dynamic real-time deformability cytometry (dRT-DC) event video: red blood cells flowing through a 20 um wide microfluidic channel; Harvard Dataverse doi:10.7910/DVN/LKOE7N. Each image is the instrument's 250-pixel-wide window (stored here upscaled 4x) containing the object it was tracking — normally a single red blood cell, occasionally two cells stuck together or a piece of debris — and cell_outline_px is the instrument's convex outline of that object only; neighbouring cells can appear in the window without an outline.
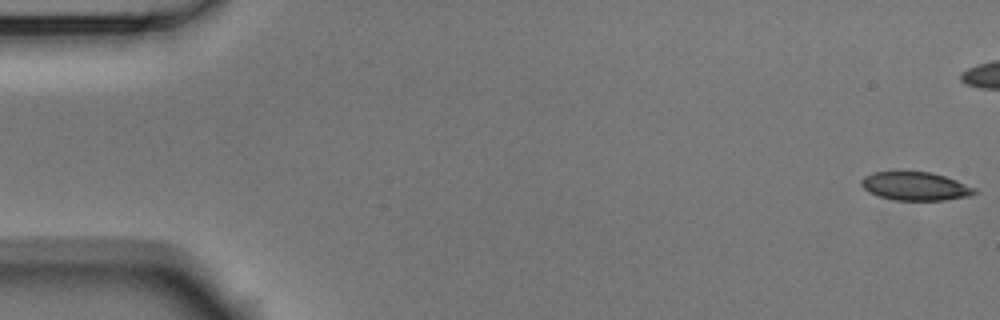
{"species": "Egyptian fruit bat (a non-hibernating species)", "species_latin": "Rousettus aegyptiacus", "temperature_condition": "room temperature", "stored_images_in_passage": 56, "camera_frame_rate_fps": 3000, "um_per_image_px": 0.085, "animal": {"sex": "male"}, "frame": {"image": 1, "passage_image": 1, "time_ms": 0.0, "image_size_px": [1000, 320], "cell_outline_px": [[980, 192], [968, 196], [944, 200], [892, 200], [868, 192], [860, 184], [860, 180], [864, 176], [872, 172], [932, 172], [956, 180], [976, 188]], "centroid_in_image_um": [77.8, 15.83], "position_along_channel_um": 7.2, "area_um2": 18.79}}
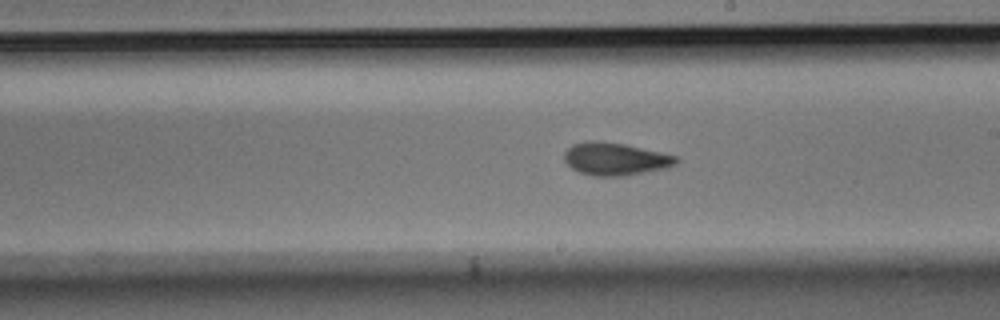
{"frame": {"image": 2, "passage_image": 31, "time_ms": 10.0, "image_size_px": [1000, 320], "cell_outline_px": [[680, 160], [676, 164], [668, 168], [624, 176], [596, 176], [580, 172], [572, 168], [564, 160], [564, 152], [572, 144], [588, 140], [596, 140], [624, 144], [660, 152], [676, 156]], "centroid_in_image_um": [52.3, 13.51], "position_along_channel_um": 236.7, "area_um2": 21.33}}
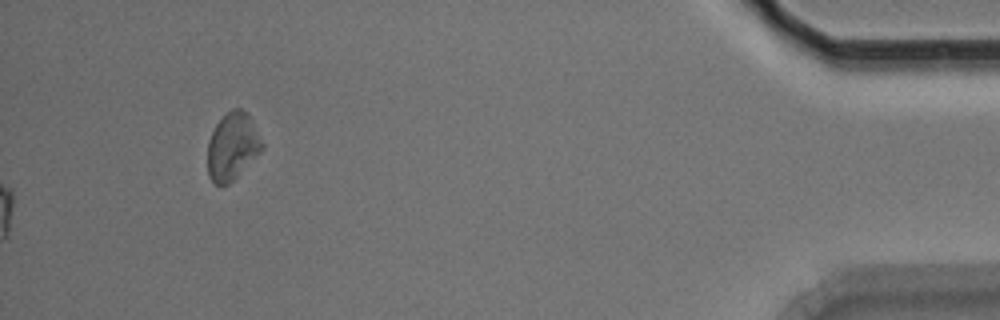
{"frame": {"image": 3, "passage_image": 56, "time_ms": 18.333, "image_size_px": [1000, 320], "cell_outline_px": [[264, 148], [228, 184], [216, 184], [208, 176], [208, 140], [216, 124], [232, 108], [240, 108], [252, 120], [264, 144]], "centroid_in_image_um": [19.75, 12.43], "position_along_channel_um": 415.4, "area_um2": 20.92}, "authors_computed_cell_mechanics": {"area_um2": 20.4034, "velocity_mm_per_s": 3.692, "shape_relaxation_time_tau1_ms": 8.9747, "shape_relaxation_time_tau2_ms": 3.2028, "deformation_change_tau1": 0.177, "deformation_change_tau2": 0.0856}}